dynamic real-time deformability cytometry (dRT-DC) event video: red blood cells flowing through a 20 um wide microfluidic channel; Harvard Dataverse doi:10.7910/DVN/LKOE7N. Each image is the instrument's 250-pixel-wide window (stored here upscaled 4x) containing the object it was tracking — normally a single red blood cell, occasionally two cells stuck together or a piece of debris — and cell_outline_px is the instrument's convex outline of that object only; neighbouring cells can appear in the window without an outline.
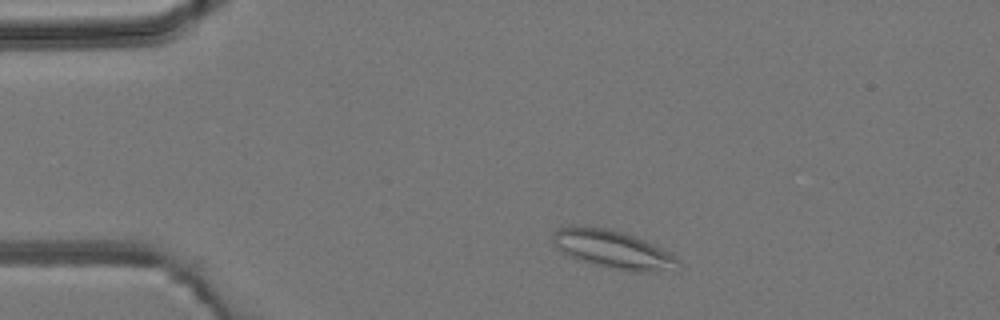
{"species": "common noctule bat (a hibernating species)", "species_latin": "Nyctalus noctula", "temperature_condition": "room temperature", "stored_images_in_passage": 2, "camera_frame_rate_fps": 3000, "um_per_image_px": 0.085, "animal": {"sex": "male", "body_mass_g": 19.2, "forearm_length_mm": 51.8}, "frame": {"image": 1, "passage_image": 1, "time_ms": 0.0, "image_size_px": [1000, 320], "cell_outline_px": [[680, 260], [676, 272], [632, 272], [608, 268], [576, 260], [560, 252], [556, 248], [552, 240], [552, 232], [556, 228], [604, 228], [620, 232], [644, 240], [672, 252]], "centroid_in_image_um": [52.17, 21.27], "position_along_channel_um": 32.8, "area_um2": 28.09}}